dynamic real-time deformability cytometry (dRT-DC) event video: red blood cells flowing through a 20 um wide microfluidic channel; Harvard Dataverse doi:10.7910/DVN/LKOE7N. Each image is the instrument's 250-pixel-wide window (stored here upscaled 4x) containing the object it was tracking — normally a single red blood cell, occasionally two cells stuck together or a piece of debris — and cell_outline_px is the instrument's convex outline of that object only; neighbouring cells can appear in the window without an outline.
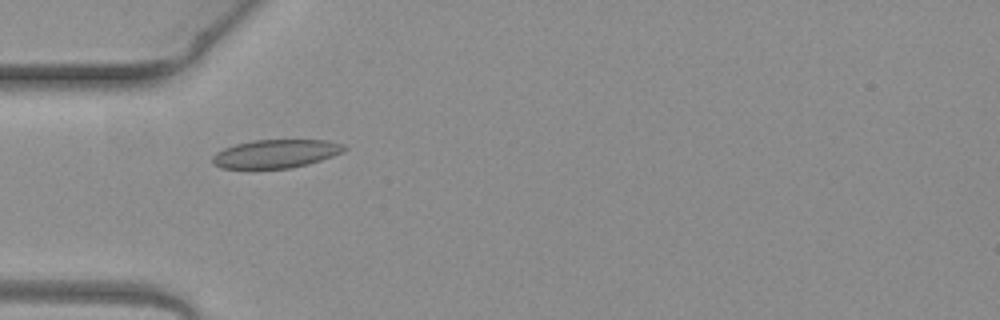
{"species": "common noctule bat (a hibernating species)", "species_latin": "Nyctalus noctula", "temperature_condition": "warm", "stored_images_in_passage": 2, "camera_frame_rate_fps": 3000, "um_per_image_px": 0.085, "animal": {"sex": "female", "body_mass_g": 19.3, "forearm_length_mm": 54.1}, "frame": {"image": 1, "passage_image": 1, "time_ms": 0.0, "image_size_px": [1000, 320], "cell_outline_px": [[348, 148], [344, 152], [308, 164], [288, 168], [220, 168], [212, 164], [212, 156], [216, 152], [224, 148], [236, 144], [252, 140], [328, 140], [344, 144]], "centroid_in_image_um": [23.45, 13.06], "position_along_channel_um": 61.6, "area_um2": 21.85}}
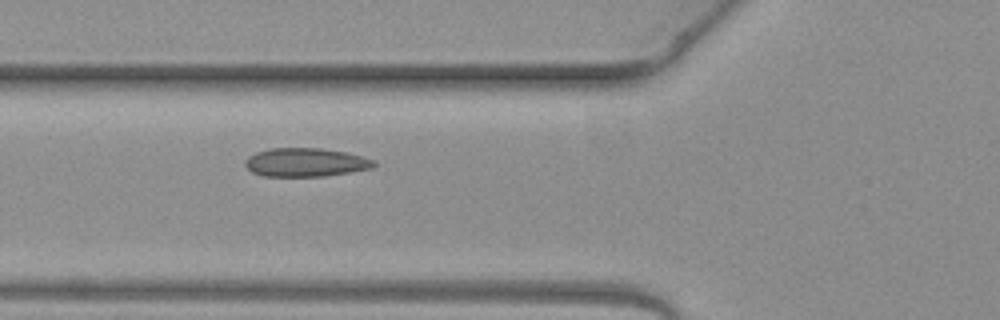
{"frame": {"image": 2, "passage_image": 2, "time_ms": 0.333, "image_size_px": [1000, 320], "cell_outline_px": [[376, 164], [372, 168], [324, 176], [260, 176], [252, 172], [244, 164], [244, 160], [248, 156], [256, 152], [268, 148], [320, 148], [344, 152], [376, 160]], "centroid_in_image_um": [25.93, 13.8], "position_along_channel_um": 99.9, "area_um2": 21.44}}